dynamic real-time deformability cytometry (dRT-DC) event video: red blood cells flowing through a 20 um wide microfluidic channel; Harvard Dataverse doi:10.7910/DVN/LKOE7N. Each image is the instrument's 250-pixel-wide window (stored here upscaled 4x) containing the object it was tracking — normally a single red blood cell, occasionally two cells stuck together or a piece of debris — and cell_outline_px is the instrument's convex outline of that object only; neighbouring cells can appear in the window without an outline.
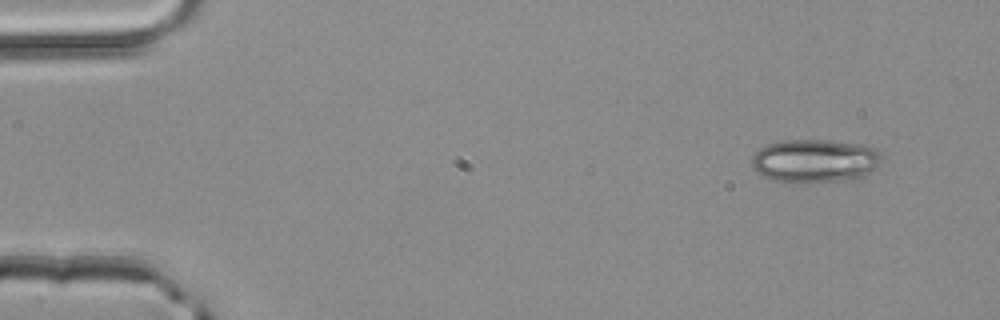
{"species": "common noctule bat (a hibernating species)", "species_latin": "Nyctalus noctula", "temperature_condition": "room temperature", "stored_images_in_passage": 2, "camera_frame_rate_fps": 3000, "um_per_image_px": 0.085, "animal": {"sex": "male", "body_mass_g": 20.4}, "frame": {"image": 1, "passage_image": 1, "time_ms": 0.0, "image_size_px": [1000, 320], "cell_outline_px": [[880, 164], [876, 168], [864, 176], [852, 180], [804, 184], [792, 184], [772, 180], [756, 172], [752, 168], [752, 156], [760, 148], [768, 144], [784, 140], [828, 140], [856, 144], [876, 148], [880, 156]], "centroid_in_image_um": [69.24, 13.71], "position_along_channel_um": 15.8, "area_um2": 33.41}}